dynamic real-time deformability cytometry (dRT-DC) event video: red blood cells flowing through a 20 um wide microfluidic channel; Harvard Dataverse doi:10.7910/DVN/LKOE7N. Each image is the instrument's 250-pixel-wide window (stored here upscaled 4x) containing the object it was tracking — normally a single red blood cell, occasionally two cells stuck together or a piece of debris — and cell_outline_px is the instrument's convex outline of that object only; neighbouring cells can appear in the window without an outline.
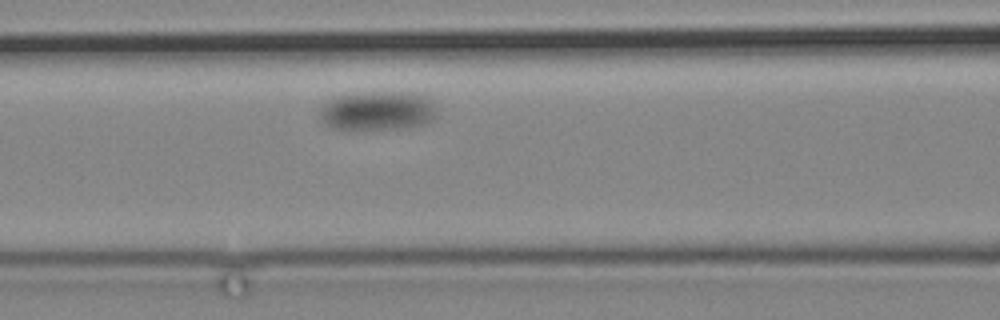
{"species": "common noctule bat (a hibernating species)", "species_latin": "Nyctalus noctula", "temperature_condition": "cold", "stored_images_in_passage": 9, "camera_frame_rate_fps": 3000, "um_per_image_px": 0.085, "animal": {"sex": "male", "body_mass_g": 19.2, "forearm_length_mm": 51.8}, "frame": {"image": 1, "passage_image": 5, "time_ms": 5.333, "image_size_px": [1000, 320], "cell_outline_px": [[436, 116], [428, 124], [408, 128], [344, 132], [328, 128], [320, 120], [320, 112], [324, 100], [332, 96], [360, 92], [416, 92], [428, 96], [432, 100], [436, 112]], "centroid_in_image_um": [32.04, 9.45], "position_along_channel_um": 134.6, "area_um2": 28.44}}
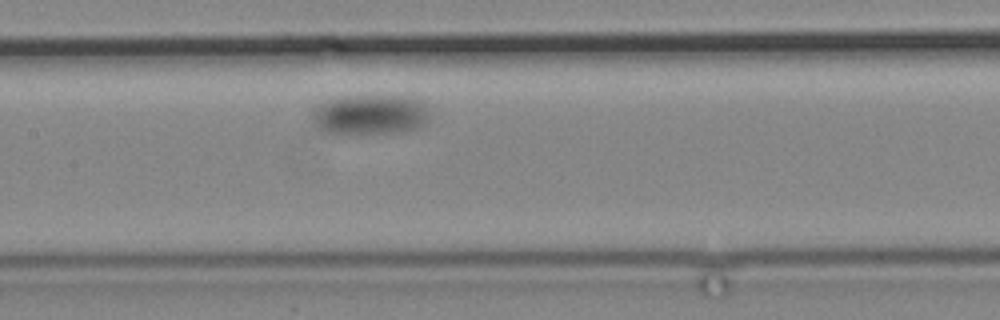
{"frame": {"image": 2, "passage_image": 7, "time_ms": 7.667, "image_size_px": [1000, 320], "cell_outline_px": [[428, 120], [420, 128], [408, 132], [348, 136], [332, 136], [316, 128], [312, 124], [312, 108], [328, 100], [340, 96], [408, 96], [420, 100], [424, 104], [428, 116]], "centroid_in_image_um": [31.38, 9.81], "position_along_channel_um": 176.0, "area_um2": 28.84}}